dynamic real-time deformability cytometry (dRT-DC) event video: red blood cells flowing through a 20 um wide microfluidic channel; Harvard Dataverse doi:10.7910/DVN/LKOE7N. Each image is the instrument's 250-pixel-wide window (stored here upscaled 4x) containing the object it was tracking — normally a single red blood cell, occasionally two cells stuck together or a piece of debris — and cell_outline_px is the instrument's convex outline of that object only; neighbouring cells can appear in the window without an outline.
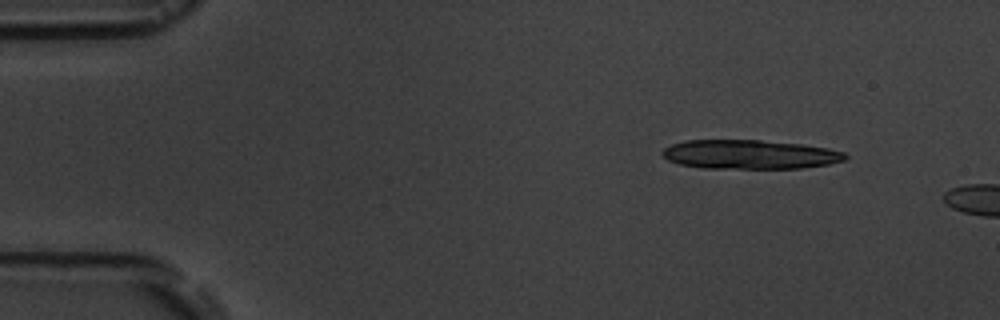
{"species": "common noctule bat (a hibernating species)", "species_latin": "Nyctalus noctula", "temperature_condition": "room temperature", "stored_images_in_passage": 3, "camera_frame_rate_fps": 3000, "um_per_image_px": 0.085, "animal": {"sex": "male", "body_mass_g": 19.5, "forearm_length_mm": 54.6}, "frame": {"image": 1, "passage_image": 2, "time_ms": 1.0, "image_size_px": [1000, 320], "cell_outline_px": [[848, 156], [844, 160], [828, 164], [800, 168], [704, 168], [680, 164], [668, 160], [660, 152], [664, 148], [672, 144], [688, 140], [760, 140], [804, 144], [828, 148], [844, 152]], "centroid_in_image_um": [63.73, 13.12], "position_along_channel_um": 21.3, "area_um2": 30.98}}